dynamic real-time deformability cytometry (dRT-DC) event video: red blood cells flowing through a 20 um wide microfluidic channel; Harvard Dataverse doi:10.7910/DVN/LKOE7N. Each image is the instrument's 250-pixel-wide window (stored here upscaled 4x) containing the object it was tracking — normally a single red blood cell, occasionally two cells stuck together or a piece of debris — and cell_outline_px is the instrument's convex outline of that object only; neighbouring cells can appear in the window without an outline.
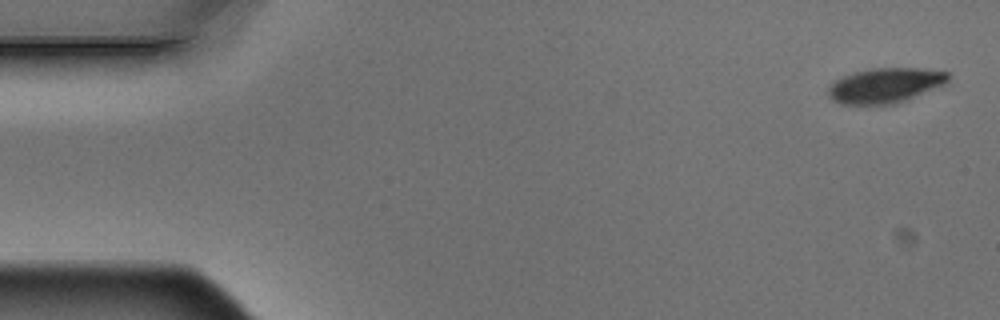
{"species": "Egyptian fruit bat (a non-hibernating species)", "species_latin": "Rousettus aegyptiacus", "temperature_condition": "warm", "stored_images_in_passage": 5, "camera_frame_rate_fps": 3000, "um_per_image_px": 0.085, "animal": {"sex": "male"}, "frame": {"image": 1, "passage_image": 1, "time_ms": 0.0, "image_size_px": [1000, 320], "cell_outline_px": [[948, 80], [944, 84], [904, 100], [892, 104], [840, 104], [832, 100], [828, 96], [828, 88], [836, 80], [844, 76], [856, 72], [872, 68], [924, 68], [948, 72]], "centroid_in_image_um": [75.22, 7.25], "position_along_channel_um": 9.8, "area_um2": 24.04}}